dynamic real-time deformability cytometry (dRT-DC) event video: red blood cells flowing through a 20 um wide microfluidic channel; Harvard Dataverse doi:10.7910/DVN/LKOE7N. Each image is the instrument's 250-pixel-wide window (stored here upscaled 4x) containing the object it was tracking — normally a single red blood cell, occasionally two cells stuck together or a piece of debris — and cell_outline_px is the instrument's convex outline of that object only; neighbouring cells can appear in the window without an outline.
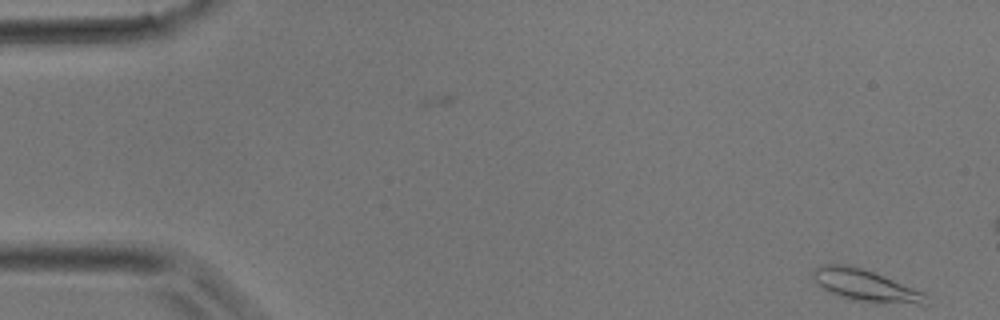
{"species": "common noctule bat (a hibernating species)", "species_latin": "Nyctalus noctula", "temperature_condition": "room temperature", "stored_images_in_passage": 10, "camera_frame_rate_fps": 3000, "um_per_image_px": 0.085, "animal": {"sex": "male", "body_mass_g": 17.9}, "frame": {"image": 1, "passage_image": 1, "time_ms": 0.0, "image_size_px": [1000, 320], "cell_outline_px": [[928, 304], [920, 304], [844, 300], [828, 292], [816, 284], [812, 280], [812, 268], [824, 264], [848, 264], [872, 272], [924, 292]], "centroid_in_image_um": [73.43, 24.26], "position_along_channel_um": 11.6, "area_um2": 20.87}}